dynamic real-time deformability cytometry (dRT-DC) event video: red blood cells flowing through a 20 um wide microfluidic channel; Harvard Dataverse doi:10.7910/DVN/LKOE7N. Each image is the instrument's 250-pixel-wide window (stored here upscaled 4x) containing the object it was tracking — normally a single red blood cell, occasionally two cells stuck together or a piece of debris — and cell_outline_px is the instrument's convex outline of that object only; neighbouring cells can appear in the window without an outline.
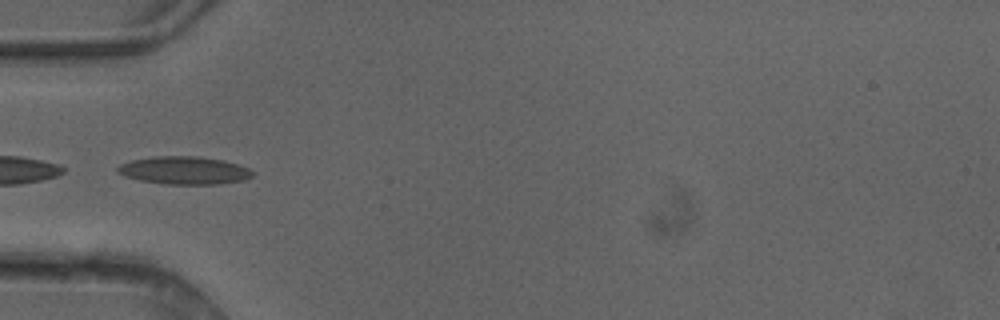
{"species": "common noctule bat (a hibernating species)", "species_latin": "Nyctalus noctula", "temperature_condition": "cold", "stored_images_in_passage": 4, "camera_frame_rate_fps": 3000, "um_per_image_px": 0.085, "animal": {"sex": "female"}, "frame": {"image": 1, "passage_image": 4, "time_ms": 1.0, "image_size_px": [1000, 320], "cell_outline_px": [[252, 176], [244, 180], [220, 184], [164, 184], [140, 180], [124, 176], [116, 172], [116, 168], [120, 164], [132, 160], [152, 156], [200, 156], [224, 160], [248, 168], [252, 172]], "centroid_in_image_um": [15.62, 14.48], "position_along_channel_um": 69.4, "area_um2": 21.96}}